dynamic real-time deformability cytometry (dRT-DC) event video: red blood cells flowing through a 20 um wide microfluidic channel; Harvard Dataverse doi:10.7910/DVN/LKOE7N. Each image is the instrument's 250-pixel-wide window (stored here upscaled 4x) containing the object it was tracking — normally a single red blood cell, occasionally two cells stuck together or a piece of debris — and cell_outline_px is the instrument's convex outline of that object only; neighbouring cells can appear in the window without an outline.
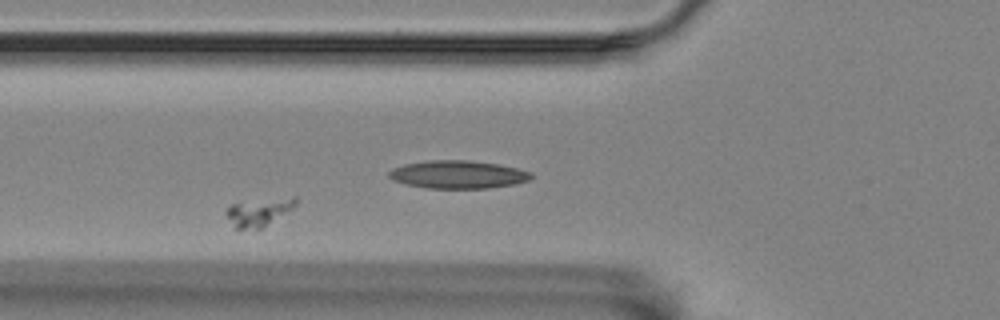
{"species": "Egyptian fruit bat (a non-hibernating species)", "species_latin": "Rousettus aegyptiacus", "temperature_condition": "room temperature", "stored_images_in_passage": 6, "camera_frame_rate_fps": 3000, "um_per_image_px": 0.085, "animal": {"sex": "female"}, "frame": {"image": 1, "passage_image": 5, "time_ms": 1.333, "image_size_px": [1000, 320], "cell_outline_px": [[296, 204], [292, 208], [264, 228], [236, 228], [224, 212], [232, 204], [240, 200], [292, 196], [296, 196]], "centroid_in_image_um": [22.01, 17.97], "position_along_channel_um": 103.8, "area_um2": 11.5}}
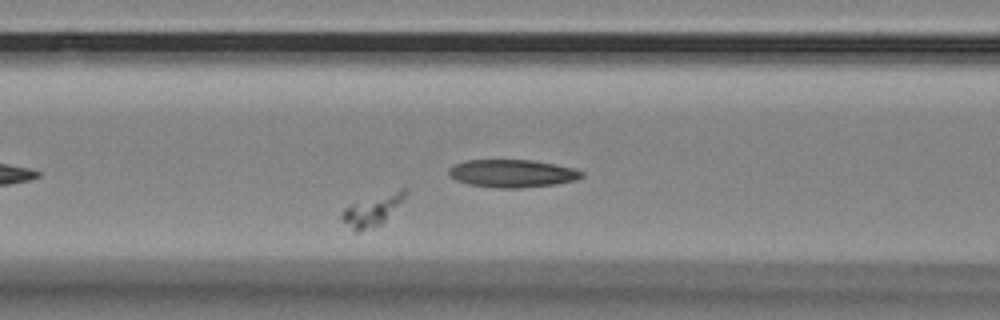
{"frame": {"image": 2, "passage_image": 6, "time_ms": 1.667, "image_size_px": [1000, 320], "cell_outline_px": [[408, 192], [384, 220], [380, 224], [372, 228], [356, 232], [352, 232], [340, 220], [340, 212], [344, 208], [352, 204], [400, 188], [408, 188]], "centroid_in_image_um": [31.56, 17.9], "position_along_channel_um": 135.0, "area_um2": 11.27}}